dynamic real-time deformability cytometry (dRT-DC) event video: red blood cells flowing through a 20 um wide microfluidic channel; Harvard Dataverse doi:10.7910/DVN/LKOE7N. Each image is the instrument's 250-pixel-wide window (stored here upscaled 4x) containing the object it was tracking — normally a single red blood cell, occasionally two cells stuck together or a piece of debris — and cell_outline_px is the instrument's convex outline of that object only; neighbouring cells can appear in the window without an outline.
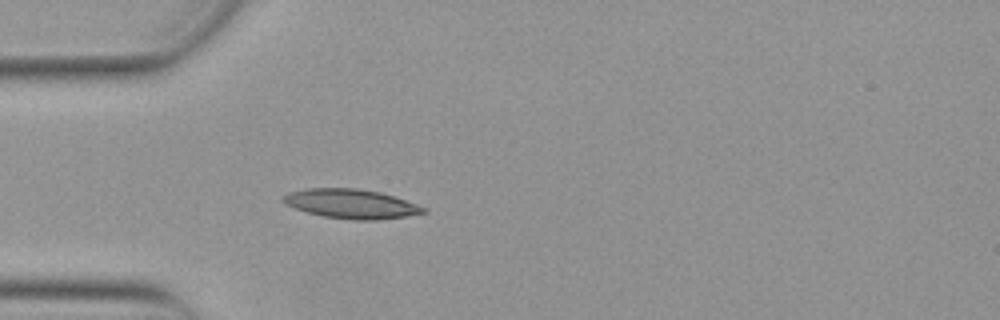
{"species": "Egyptian fruit bat (a non-hibernating species)", "species_latin": "Rousettus aegyptiacus", "temperature_condition": "warm", "stored_images_in_passage": 38, "camera_frame_rate_fps": 3000, "um_per_image_px": 0.085, "animal": {"sex": "female"}, "frame": {"image": 1, "passage_image": 1, "time_ms": 0.0, "image_size_px": [1000, 320], "cell_outline_px": [[428, 212], [380, 220], [356, 220], [324, 216], [308, 212], [296, 208], [280, 200], [288, 192], [308, 188], [356, 188], [380, 192], [428, 208]], "centroid_in_image_um": [29.87, 17.32], "position_along_channel_um": 55.1, "area_um2": 23.7}}
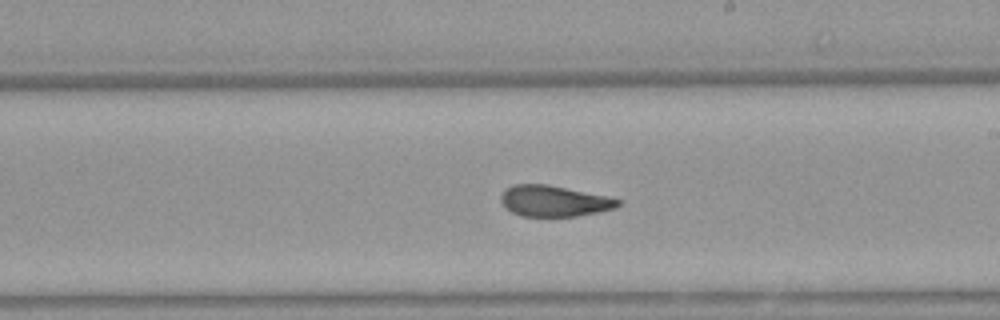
{"frame": {"image": 2, "passage_image": 16, "time_ms": 5.0, "image_size_px": [1000, 320], "cell_outline_px": [[620, 204], [616, 208], [576, 216], [520, 216], [512, 212], [500, 200], [500, 196], [504, 188], [512, 184], [548, 184], [608, 196], [620, 200]], "centroid_in_image_um": [47.07, 17.07], "position_along_channel_um": 241.9, "area_um2": 21.15}}
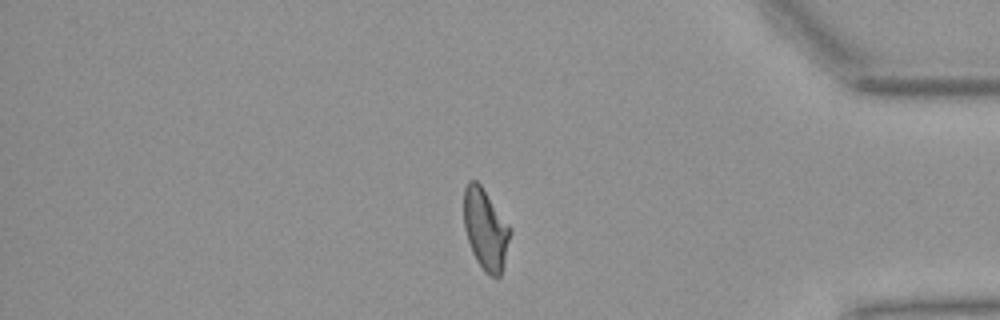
{"frame": {"image": 3, "passage_image": 30, "time_ms": 9.667, "image_size_px": [1000, 320], "cell_outline_px": [[512, 228], [504, 264], [500, 276], [488, 276], [484, 272], [472, 252], [464, 228], [464, 188], [468, 180], [476, 180], [480, 184]], "centroid_in_image_um": [41.27, 19.48], "position_along_channel_um": 393.9, "area_um2": 21.85}, "authors_computed_cell_mechanics": {"area_um2": 21.8484, "velocity_mm_per_s": 3.8694, "shape_relaxation_time_tau1_ms": 6.9134, "shape_relaxation_time_tau2_ms": 1.5635, "deformation_change_tau1": 0.2105, "deformation_change_tau2": 0.0789}}